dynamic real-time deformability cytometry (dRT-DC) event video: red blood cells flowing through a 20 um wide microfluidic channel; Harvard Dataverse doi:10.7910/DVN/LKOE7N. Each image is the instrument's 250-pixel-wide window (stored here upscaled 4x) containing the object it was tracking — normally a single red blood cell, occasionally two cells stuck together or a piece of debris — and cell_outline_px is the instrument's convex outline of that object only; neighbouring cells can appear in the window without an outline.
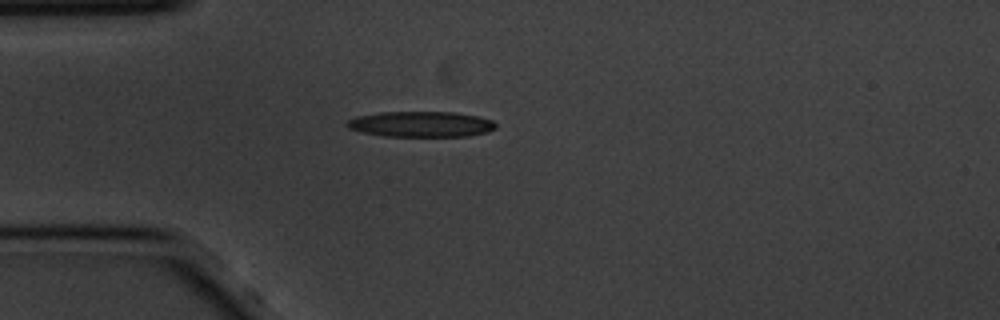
{"species": "common noctule bat (a hibernating species)", "species_latin": "Nyctalus noctula", "temperature_condition": "cold", "stored_images_in_passage": 43, "camera_frame_rate_fps": 3000, "um_per_image_px": 0.085, "animal": {"sex": "male", "body_mass_g": 20.1, "forearm_length_mm": 53.5}, "frame": {"image": 1, "passage_image": 1, "time_ms": 0.0, "image_size_px": [1000, 320], "cell_outline_px": [[496, 128], [488, 132], [468, 136], [384, 136], [364, 132], [348, 128], [344, 124], [348, 120], [356, 116], [380, 112], [456, 112], [480, 116], [492, 120], [496, 124]], "centroid_in_image_um": [35.81, 10.55], "position_along_channel_um": 49.2, "area_um2": 22.31}}
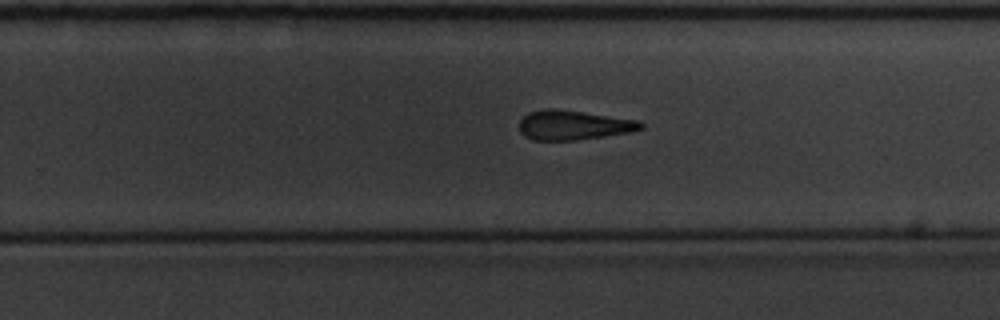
{"frame": {"image": 2, "passage_image": 22, "time_ms": 7.0, "image_size_px": [1000, 320], "cell_outline_px": [[644, 128], [628, 132], [604, 136], [576, 140], [532, 140], [524, 136], [520, 132], [520, 120], [528, 112], [544, 108], [556, 108], [640, 120], [644, 124]], "centroid_in_image_um": [48.73, 10.62], "position_along_channel_um": 281.1, "area_um2": 21.04}}
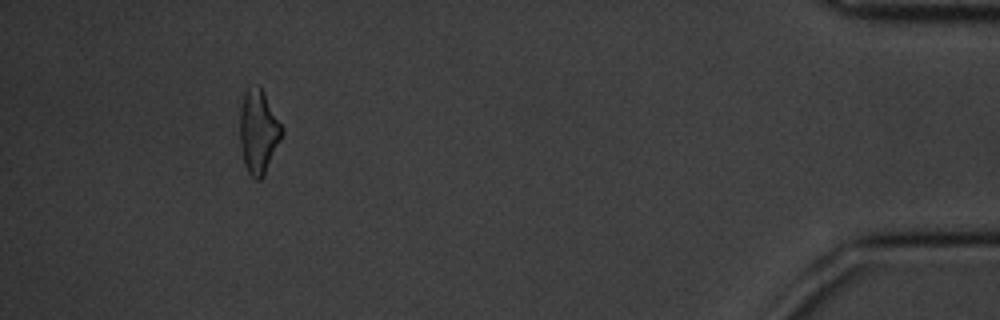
{"frame": {"image": 3, "passage_image": 39, "time_ms": 12.667, "image_size_px": [1000, 320], "cell_outline_px": [[284, 132], [264, 176], [260, 180], [256, 180], [248, 172], [244, 164], [240, 144], [240, 108], [244, 92], [248, 88], [260, 88], [264, 92], [284, 128]], "centroid_in_image_um": [21.97, 11.22], "position_along_channel_um": 413.2, "area_um2": 20.46}, "authors_computed_cell_mechanics": {"area_um2": 21.5594, "velocity_mm_per_s": 3.4586, "shape_relaxation_time_tau1_ms": 3.9221, "shape_relaxation_time_tau2_ms": null, "deformation_change_tau1": 0.1541, "deformation_change_tau2": null}}